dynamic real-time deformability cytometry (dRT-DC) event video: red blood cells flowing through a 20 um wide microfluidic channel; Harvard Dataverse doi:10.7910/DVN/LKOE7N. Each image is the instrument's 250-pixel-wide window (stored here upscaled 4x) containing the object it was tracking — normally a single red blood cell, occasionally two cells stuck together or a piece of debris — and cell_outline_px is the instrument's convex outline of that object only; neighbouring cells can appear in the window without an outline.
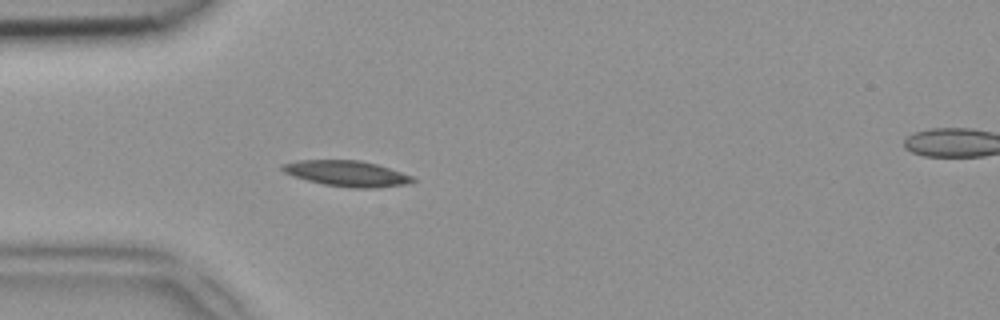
{"species": "common noctule bat (a hibernating species)", "species_latin": "Nyctalus noctula", "temperature_condition": "room temperature", "stored_images_in_passage": 36, "camera_frame_rate_fps": 3000, "um_per_image_px": 0.085, "animal": {"sex": "female", "body_mass_g": 18.4}, "frame": {"image": 1, "passage_image": 1, "time_ms": 0.0, "image_size_px": [1000, 320], "cell_outline_px": [[416, 180], [412, 184], [380, 188], [348, 188], [324, 184], [308, 180], [284, 172], [280, 168], [280, 164], [300, 160], [360, 160], [376, 164], [416, 176]], "centroid_in_image_um": [29.58, 14.76], "position_along_channel_um": 55.4, "area_um2": 19.83}}
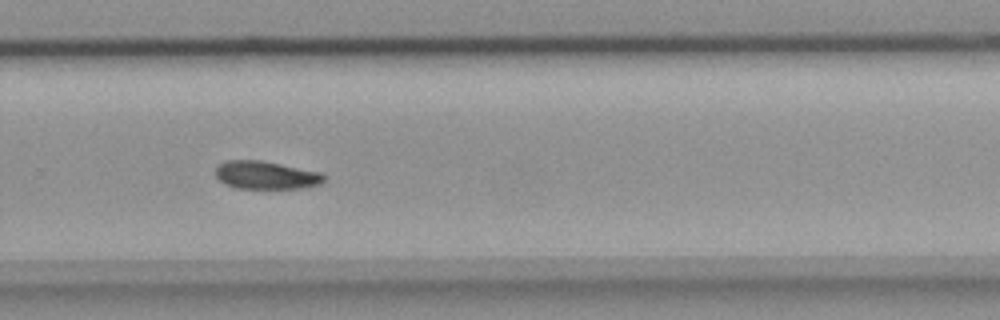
{"frame": {"image": 2, "passage_image": 20, "time_ms": 6.333, "image_size_px": [1000, 320], "cell_outline_px": [[324, 180], [320, 184], [304, 188], [236, 188], [224, 184], [216, 176], [216, 168], [224, 160], [260, 160], [320, 172], [324, 176]], "centroid_in_image_um": [22.58, 14.89], "position_along_channel_um": 307.2, "area_um2": 17.57}}
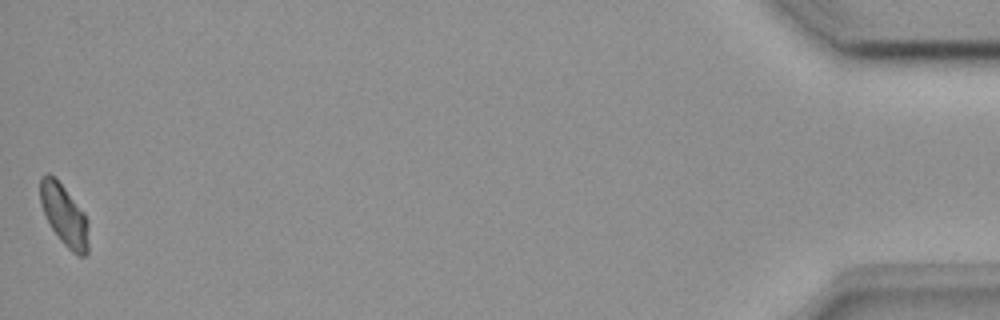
{"frame": {"image": 3, "passage_image": 36, "time_ms": 11.667, "image_size_px": [1000, 320], "cell_outline_px": [[88, 252], [84, 256], [76, 256], [60, 240], [52, 228], [40, 204], [40, 176], [48, 172], [64, 188], [84, 212], [88, 220]], "centroid_in_image_um": [5.47, 18.31], "position_along_channel_um": 429.7, "area_um2": 17.05}}